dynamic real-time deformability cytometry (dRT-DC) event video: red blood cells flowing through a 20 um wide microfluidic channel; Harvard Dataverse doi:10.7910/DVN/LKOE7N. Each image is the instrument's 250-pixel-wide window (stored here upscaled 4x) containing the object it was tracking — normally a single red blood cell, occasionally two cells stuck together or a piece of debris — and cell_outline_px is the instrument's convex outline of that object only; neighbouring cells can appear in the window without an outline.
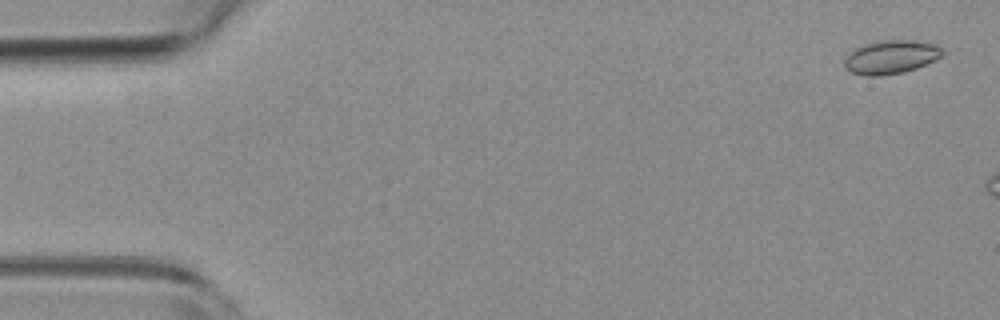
{"species": "common noctule bat (a hibernating species)", "species_latin": "Nyctalus noctula", "temperature_condition": "room temperature", "stored_images_in_passage": 6, "camera_frame_rate_fps": 3000, "um_per_image_px": 0.085, "animal": {"sex": "female", "body_mass_g": 19.3, "forearm_length_mm": 54.1}, "frame": {"image": 1, "passage_image": 1, "time_ms": 0.0, "image_size_px": [1000, 320], "cell_outline_px": [[944, 52], [940, 56], [916, 68], [900, 72], [880, 76], [868, 76], [852, 72], [844, 68], [844, 60], [856, 48], [864, 44], [884, 40], [916, 40], [932, 44], [940, 48]], "centroid_in_image_um": [75.69, 4.84], "position_along_channel_um": 9.3, "area_um2": 18.67}}